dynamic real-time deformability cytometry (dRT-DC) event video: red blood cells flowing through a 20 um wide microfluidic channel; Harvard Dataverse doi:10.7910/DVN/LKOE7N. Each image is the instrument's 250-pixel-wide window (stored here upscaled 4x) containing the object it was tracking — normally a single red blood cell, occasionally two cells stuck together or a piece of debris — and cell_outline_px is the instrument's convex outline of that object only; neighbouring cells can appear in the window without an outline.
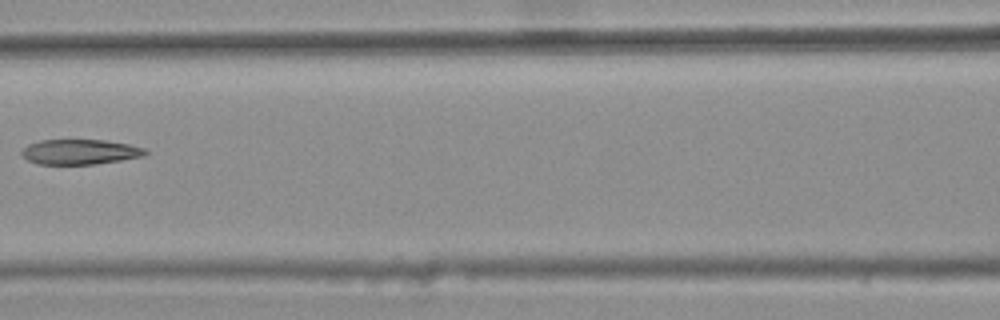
{"species": "common noctule bat (a hibernating species)", "species_latin": "Nyctalus noctula", "temperature_condition": "warm", "stored_images_in_passage": 7, "camera_frame_rate_fps": 3000, "um_per_image_px": 0.085, "animal": {"sex": "female", "body_mass_g": 25.1}, "frame": {"image": 1, "passage_image": 6, "time_ms": 1.667, "image_size_px": [1000, 320], "cell_outline_px": [[148, 152], [144, 156], [96, 164], [36, 164], [28, 160], [20, 152], [28, 144], [40, 140], [104, 140], [128, 144], [144, 148]], "centroid_in_image_um": [6.79, 12.91], "position_along_channel_um": 159.8, "area_um2": 17.98}}
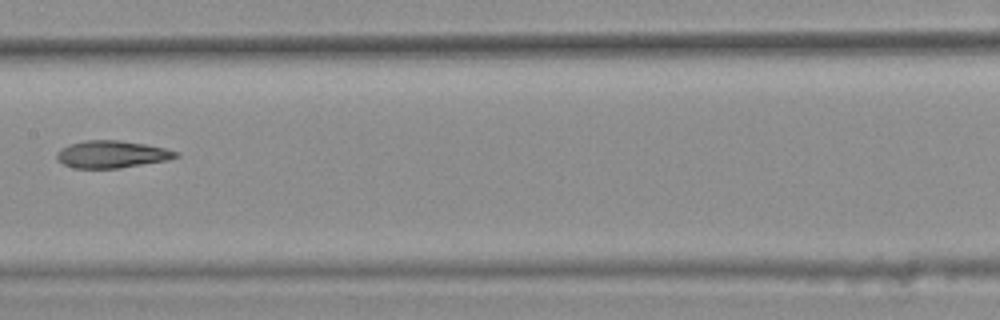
{"frame": {"image": 2, "passage_image": 7, "time_ms": 2.0, "image_size_px": [1000, 320], "cell_outline_px": [[180, 156], [168, 160], [120, 168], [76, 168], [64, 164], [56, 156], [56, 152], [60, 148], [68, 144], [84, 140], [120, 140], [144, 144], [164, 148], [180, 152]], "centroid_in_image_um": [9.51, 13.1], "position_along_channel_um": 197.9, "area_um2": 18.96}}